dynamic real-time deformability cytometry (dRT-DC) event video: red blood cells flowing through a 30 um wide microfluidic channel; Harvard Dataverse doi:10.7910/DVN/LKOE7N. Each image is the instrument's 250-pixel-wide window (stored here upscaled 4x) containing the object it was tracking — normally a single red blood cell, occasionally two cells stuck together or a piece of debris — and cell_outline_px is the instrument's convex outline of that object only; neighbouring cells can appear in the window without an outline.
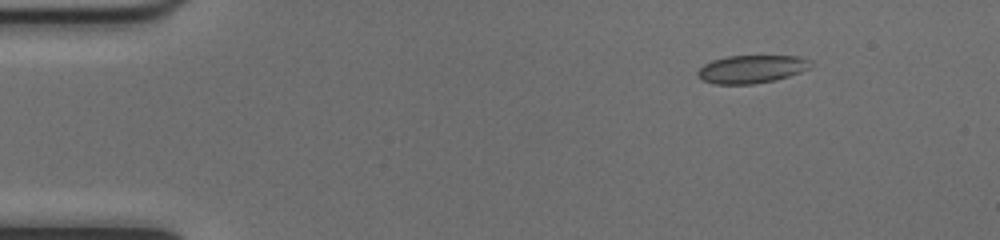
{"species": "common noctule bat (a hibernating species)", "species_latin": "Nyctalus noctula", "temperature_condition": "cold", "stored_images_in_passage": 46, "camera_frame_rate_fps": 3000, "um_per_image_px": 0.085, "animal": {"sex": "female", "body_mass_g": 17.0, "forearm_length_mm": 48.0}, "frame": {"image": 1, "passage_image": 1, "time_ms": 0.0, "image_size_px": [1000, 240], "cell_outline_px": [[812, 60], [808, 68], [800, 72], [776, 80], [752, 84], [716, 84], [704, 80], [696, 72], [704, 64], [712, 60], [728, 56], [800, 56]], "centroid_in_image_um": [63.9, 5.87], "position_along_channel_um": 21.1, "area_um2": 18.26}}
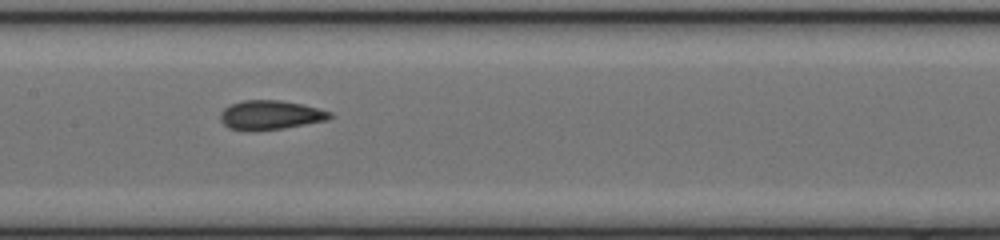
{"frame": {"image": 2, "passage_image": 20, "time_ms": 6.333, "image_size_px": [1000, 240], "cell_outline_px": [[332, 116], [328, 120], [284, 128], [228, 128], [220, 120], [220, 112], [228, 104], [244, 100], [280, 100], [304, 104], [332, 112]], "centroid_in_image_um": [23.02, 9.73], "position_along_channel_um": 184.4, "area_um2": 18.21}}
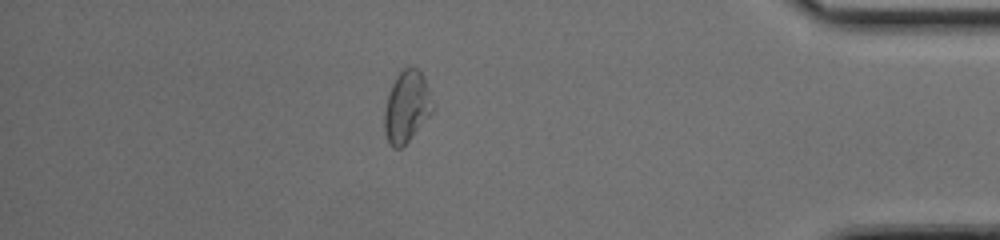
{"frame": {"image": 3, "passage_image": 39, "time_ms": 12.667, "image_size_px": [1000, 240], "cell_outline_px": [[432, 112], [412, 136], [400, 148], [392, 148], [388, 144], [384, 132], [384, 112], [388, 96], [392, 84], [396, 76], [408, 64], [416, 68], [424, 76], [428, 88], [432, 104]], "centroid_in_image_um": [34.54, 9.06], "position_along_channel_um": 400.7, "area_um2": 19.88}, "authors_computed_cell_mechanics": {"area_um2": 18.8428, "velocity_mm_per_s": 4.0442, "shape_relaxation_time_tau1_ms": null, "shape_relaxation_time_tau2_ms": 1.1116, "deformation_change_tau1": null, "deformation_change_tau2": 0.0617}}